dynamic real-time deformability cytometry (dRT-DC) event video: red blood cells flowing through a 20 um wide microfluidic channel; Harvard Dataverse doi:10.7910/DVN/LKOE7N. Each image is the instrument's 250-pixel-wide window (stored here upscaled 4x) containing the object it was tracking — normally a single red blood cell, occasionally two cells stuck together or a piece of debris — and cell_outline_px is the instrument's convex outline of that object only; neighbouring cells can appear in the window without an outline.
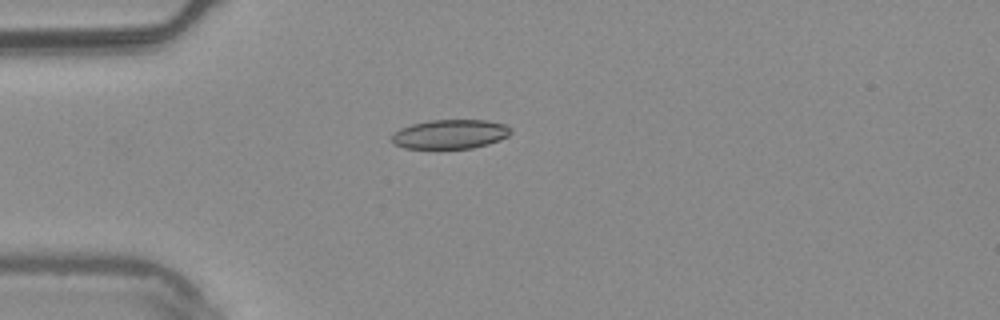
{"species": "common noctule bat (a hibernating species)", "species_latin": "Nyctalus noctula", "temperature_condition": "warm", "stored_images_in_passage": 4, "camera_frame_rate_fps": 3000, "um_per_image_px": 0.085, "animal": {"sex": "male", "body_mass_g": 20.4}, "frame": {"image": 1, "passage_image": 1, "time_ms": 0.0, "image_size_px": [1000, 320], "cell_outline_px": [[512, 132], [508, 136], [500, 140], [488, 144], [472, 148], [404, 148], [392, 144], [388, 140], [400, 128], [412, 124], [432, 120], [484, 120], [504, 124], [512, 128]], "centroid_in_image_um": [38.25, 11.41], "position_along_channel_um": 46.7, "area_um2": 20.35}}
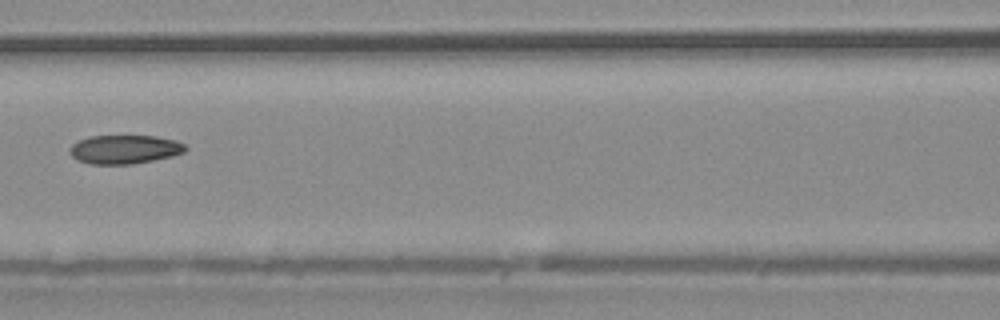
{"frame": {"image": 2, "passage_image": 4, "time_ms": 1.0, "image_size_px": [1000, 320], "cell_outline_px": [[188, 148], [184, 152], [172, 156], [132, 164], [92, 164], [76, 160], [68, 152], [68, 148], [72, 144], [88, 136], [156, 136], [176, 140], [184, 144]], "centroid_in_image_um": [10.56, 12.69], "position_along_channel_um": 156.0, "area_um2": 19.48}}